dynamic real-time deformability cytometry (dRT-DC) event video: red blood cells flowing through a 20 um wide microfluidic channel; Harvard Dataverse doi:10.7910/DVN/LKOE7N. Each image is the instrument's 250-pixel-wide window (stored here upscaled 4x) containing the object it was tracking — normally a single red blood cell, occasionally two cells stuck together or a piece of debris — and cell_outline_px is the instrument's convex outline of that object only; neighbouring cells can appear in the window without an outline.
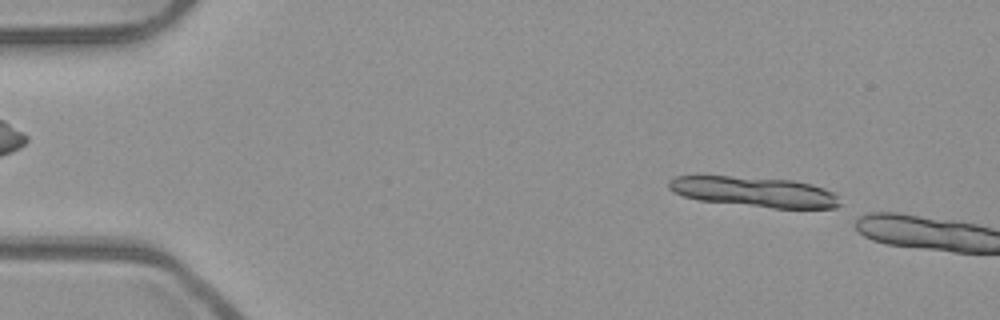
{"species": "common noctule bat (a hibernating species)", "species_latin": "Nyctalus noctula", "temperature_condition": "room temperature", "stored_images_in_passage": 4, "camera_frame_rate_fps": 3000, "um_per_image_px": 0.085, "animal": {"sex": "male", "body_mass_g": 23.1, "forearm_length_mm": 52.7}, "frame": {"image": 1, "passage_image": 2, "time_ms": 0.333, "image_size_px": [1000, 320], "cell_outline_px": [[840, 204], [836, 208], [772, 208], [700, 200], [684, 196], [672, 192], [668, 188], [668, 180], [676, 176], [728, 176], [792, 180], [812, 184], [824, 188], [832, 192], [836, 196]], "centroid_in_image_um": [64.1, 16.3], "position_along_channel_um": 20.9, "area_um2": 29.94}}